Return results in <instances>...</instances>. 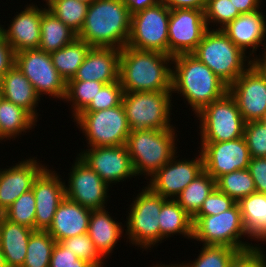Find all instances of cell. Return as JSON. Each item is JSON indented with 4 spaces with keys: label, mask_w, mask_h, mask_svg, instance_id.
<instances>
[{
    "label": "cell",
    "mask_w": 266,
    "mask_h": 267,
    "mask_svg": "<svg viewBox=\"0 0 266 267\" xmlns=\"http://www.w3.org/2000/svg\"><path fill=\"white\" fill-rule=\"evenodd\" d=\"M240 14L252 13L261 9L262 0H230Z\"/></svg>",
    "instance_id": "cell-51"
},
{
    "label": "cell",
    "mask_w": 266,
    "mask_h": 267,
    "mask_svg": "<svg viewBox=\"0 0 266 267\" xmlns=\"http://www.w3.org/2000/svg\"><path fill=\"white\" fill-rule=\"evenodd\" d=\"M37 120L25 109L4 99H0V142L18 137L22 132L32 130ZM34 126V127H33Z\"/></svg>",
    "instance_id": "cell-30"
},
{
    "label": "cell",
    "mask_w": 266,
    "mask_h": 267,
    "mask_svg": "<svg viewBox=\"0 0 266 267\" xmlns=\"http://www.w3.org/2000/svg\"><path fill=\"white\" fill-rule=\"evenodd\" d=\"M73 120L84 133L88 147L124 145L131 131L122 104L100 111H82Z\"/></svg>",
    "instance_id": "cell-10"
},
{
    "label": "cell",
    "mask_w": 266,
    "mask_h": 267,
    "mask_svg": "<svg viewBox=\"0 0 266 267\" xmlns=\"http://www.w3.org/2000/svg\"><path fill=\"white\" fill-rule=\"evenodd\" d=\"M88 148L77 156L108 185L136 177L126 144Z\"/></svg>",
    "instance_id": "cell-16"
},
{
    "label": "cell",
    "mask_w": 266,
    "mask_h": 267,
    "mask_svg": "<svg viewBox=\"0 0 266 267\" xmlns=\"http://www.w3.org/2000/svg\"><path fill=\"white\" fill-rule=\"evenodd\" d=\"M91 211L65 197L59 204L47 232L56 242L88 233Z\"/></svg>",
    "instance_id": "cell-24"
},
{
    "label": "cell",
    "mask_w": 266,
    "mask_h": 267,
    "mask_svg": "<svg viewBox=\"0 0 266 267\" xmlns=\"http://www.w3.org/2000/svg\"><path fill=\"white\" fill-rule=\"evenodd\" d=\"M192 54L228 86L251 66V58L221 29H207Z\"/></svg>",
    "instance_id": "cell-5"
},
{
    "label": "cell",
    "mask_w": 266,
    "mask_h": 267,
    "mask_svg": "<svg viewBox=\"0 0 266 267\" xmlns=\"http://www.w3.org/2000/svg\"><path fill=\"white\" fill-rule=\"evenodd\" d=\"M35 197L32 189L20 195L2 214L12 223L35 230Z\"/></svg>",
    "instance_id": "cell-39"
},
{
    "label": "cell",
    "mask_w": 266,
    "mask_h": 267,
    "mask_svg": "<svg viewBox=\"0 0 266 267\" xmlns=\"http://www.w3.org/2000/svg\"><path fill=\"white\" fill-rule=\"evenodd\" d=\"M176 131V128L130 131L126 147L136 176L146 175L145 178H151L178 153L175 147Z\"/></svg>",
    "instance_id": "cell-4"
},
{
    "label": "cell",
    "mask_w": 266,
    "mask_h": 267,
    "mask_svg": "<svg viewBox=\"0 0 266 267\" xmlns=\"http://www.w3.org/2000/svg\"><path fill=\"white\" fill-rule=\"evenodd\" d=\"M131 14L120 0H95L87 10L78 38L91 47L123 49L129 40Z\"/></svg>",
    "instance_id": "cell-3"
},
{
    "label": "cell",
    "mask_w": 266,
    "mask_h": 267,
    "mask_svg": "<svg viewBox=\"0 0 266 267\" xmlns=\"http://www.w3.org/2000/svg\"><path fill=\"white\" fill-rule=\"evenodd\" d=\"M45 6L41 9L37 4L26 5L24 10L12 17L8 28L1 25V33L15 53L39 48L42 12L47 8Z\"/></svg>",
    "instance_id": "cell-21"
},
{
    "label": "cell",
    "mask_w": 266,
    "mask_h": 267,
    "mask_svg": "<svg viewBox=\"0 0 266 267\" xmlns=\"http://www.w3.org/2000/svg\"><path fill=\"white\" fill-rule=\"evenodd\" d=\"M121 49L91 47L73 79L110 84L119 81Z\"/></svg>",
    "instance_id": "cell-22"
},
{
    "label": "cell",
    "mask_w": 266,
    "mask_h": 267,
    "mask_svg": "<svg viewBox=\"0 0 266 267\" xmlns=\"http://www.w3.org/2000/svg\"><path fill=\"white\" fill-rule=\"evenodd\" d=\"M78 1H80V2H83V3H86V4H88V5H90L93 1H95V0H78Z\"/></svg>",
    "instance_id": "cell-55"
},
{
    "label": "cell",
    "mask_w": 266,
    "mask_h": 267,
    "mask_svg": "<svg viewBox=\"0 0 266 267\" xmlns=\"http://www.w3.org/2000/svg\"><path fill=\"white\" fill-rule=\"evenodd\" d=\"M132 201L126 217V234L132 245L148 249L160 242L159 214L166 200L149 186L143 187Z\"/></svg>",
    "instance_id": "cell-8"
},
{
    "label": "cell",
    "mask_w": 266,
    "mask_h": 267,
    "mask_svg": "<svg viewBox=\"0 0 266 267\" xmlns=\"http://www.w3.org/2000/svg\"><path fill=\"white\" fill-rule=\"evenodd\" d=\"M199 155L191 160L176 159L174 156L160 168L149 180V186L155 193L166 199H175L199 174L204 171L203 158Z\"/></svg>",
    "instance_id": "cell-17"
},
{
    "label": "cell",
    "mask_w": 266,
    "mask_h": 267,
    "mask_svg": "<svg viewBox=\"0 0 266 267\" xmlns=\"http://www.w3.org/2000/svg\"><path fill=\"white\" fill-rule=\"evenodd\" d=\"M60 243L75 255L85 260L92 267H103L104 257L96 249L87 233L60 241Z\"/></svg>",
    "instance_id": "cell-40"
},
{
    "label": "cell",
    "mask_w": 266,
    "mask_h": 267,
    "mask_svg": "<svg viewBox=\"0 0 266 267\" xmlns=\"http://www.w3.org/2000/svg\"><path fill=\"white\" fill-rule=\"evenodd\" d=\"M152 267H180L178 264H171V265H165V264H162L161 265V263L160 264H158V265H156V266H152Z\"/></svg>",
    "instance_id": "cell-54"
},
{
    "label": "cell",
    "mask_w": 266,
    "mask_h": 267,
    "mask_svg": "<svg viewBox=\"0 0 266 267\" xmlns=\"http://www.w3.org/2000/svg\"><path fill=\"white\" fill-rule=\"evenodd\" d=\"M105 83L98 81L69 80L66 85L65 101L72 103L73 118L82 112L95 98Z\"/></svg>",
    "instance_id": "cell-37"
},
{
    "label": "cell",
    "mask_w": 266,
    "mask_h": 267,
    "mask_svg": "<svg viewBox=\"0 0 266 267\" xmlns=\"http://www.w3.org/2000/svg\"><path fill=\"white\" fill-rule=\"evenodd\" d=\"M261 121L266 125V113H265V115L262 117Z\"/></svg>",
    "instance_id": "cell-56"
},
{
    "label": "cell",
    "mask_w": 266,
    "mask_h": 267,
    "mask_svg": "<svg viewBox=\"0 0 266 267\" xmlns=\"http://www.w3.org/2000/svg\"><path fill=\"white\" fill-rule=\"evenodd\" d=\"M199 144L204 170L215 180L232 171L248 169L251 156L244 136L231 141Z\"/></svg>",
    "instance_id": "cell-15"
},
{
    "label": "cell",
    "mask_w": 266,
    "mask_h": 267,
    "mask_svg": "<svg viewBox=\"0 0 266 267\" xmlns=\"http://www.w3.org/2000/svg\"><path fill=\"white\" fill-rule=\"evenodd\" d=\"M75 159L64 185L66 198L91 210L105 208L109 185L79 156Z\"/></svg>",
    "instance_id": "cell-14"
},
{
    "label": "cell",
    "mask_w": 266,
    "mask_h": 267,
    "mask_svg": "<svg viewBox=\"0 0 266 267\" xmlns=\"http://www.w3.org/2000/svg\"><path fill=\"white\" fill-rule=\"evenodd\" d=\"M245 122L259 121L266 113V79L249 67L230 86Z\"/></svg>",
    "instance_id": "cell-18"
},
{
    "label": "cell",
    "mask_w": 266,
    "mask_h": 267,
    "mask_svg": "<svg viewBox=\"0 0 266 267\" xmlns=\"http://www.w3.org/2000/svg\"><path fill=\"white\" fill-rule=\"evenodd\" d=\"M123 95L120 81L105 84L83 111H100L121 105Z\"/></svg>",
    "instance_id": "cell-42"
},
{
    "label": "cell",
    "mask_w": 266,
    "mask_h": 267,
    "mask_svg": "<svg viewBox=\"0 0 266 267\" xmlns=\"http://www.w3.org/2000/svg\"><path fill=\"white\" fill-rule=\"evenodd\" d=\"M169 18L170 9L162 1L131 15V30L126 46L168 55Z\"/></svg>",
    "instance_id": "cell-11"
},
{
    "label": "cell",
    "mask_w": 266,
    "mask_h": 267,
    "mask_svg": "<svg viewBox=\"0 0 266 267\" xmlns=\"http://www.w3.org/2000/svg\"><path fill=\"white\" fill-rule=\"evenodd\" d=\"M15 65V52L0 33V79Z\"/></svg>",
    "instance_id": "cell-48"
},
{
    "label": "cell",
    "mask_w": 266,
    "mask_h": 267,
    "mask_svg": "<svg viewBox=\"0 0 266 267\" xmlns=\"http://www.w3.org/2000/svg\"><path fill=\"white\" fill-rule=\"evenodd\" d=\"M106 209L91 211L87 233L105 259L114 251L115 244L124 233L122 222H116Z\"/></svg>",
    "instance_id": "cell-26"
},
{
    "label": "cell",
    "mask_w": 266,
    "mask_h": 267,
    "mask_svg": "<svg viewBox=\"0 0 266 267\" xmlns=\"http://www.w3.org/2000/svg\"><path fill=\"white\" fill-rule=\"evenodd\" d=\"M243 136L251 158H266V125L261 120L247 122Z\"/></svg>",
    "instance_id": "cell-43"
},
{
    "label": "cell",
    "mask_w": 266,
    "mask_h": 267,
    "mask_svg": "<svg viewBox=\"0 0 266 267\" xmlns=\"http://www.w3.org/2000/svg\"><path fill=\"white\" fill-rule=\"evenodd\" d=\"M47 166L35 178L32 190L35 197V230L47 231L59 204L66 197L65 180Z\"/></svg>",
    "instance_id": "cell-19"
},
{
    "label": "cell",
    "mask_w": 266,
    "mask_h": 267,
    "mask_svg": "<svg viewBox=\"0 0 266 267\" xmlns=\"http://www.w3.org/2000/svg\"><path fill=\"white\" fill-rule=\"evenodd\" d=\"M49 267H92L65 248L60 242L53 247Z\"/></svg>",
    "instance_id": "cell-45"
},
{
    "label": "cell",
    "mask_w": 266,
    "mask_h": 267,
    "mask_svg": "<svg viewBox=\"0 0 266 267\" xmlns=\"http://www.w3.org/2000/svg\"><path fill=\"white\" fill-rule=\"evenodd\" d=\"M237 203L249 239L266 242V194L254 192Z\"/></svg>",
    "instance_id": "cell-28"
},
{
    "label": "cell",
    "mask_w": 266,
    "mask_h": 267,
    "mask_svg": "<svg viewBox=\"0 0 266 267\" xmlns=\"http://www.w3.org/2000/svg\"><path fill=\"white\" fill-rule=\"evenodd\" d=\"M128 8L131 15L144 10L148 7H152L159 3L161 0H120Z\"/></svg>",
    "instance_id": "cell-50"
},
{
    "label": "cell",
    "mask_w": 266,
    "mask_h": 267,
    "mask_svg": "<svg viewBox=\"0 0 266 267\" xmlns=\"http://www.w3.org/2000/svg\"><path fill=\"white\" fill-rule=\"evenodd\" d=\"M248 170L254 180L256 192L266 194V158H251Z\"/></svg>",
    "instance_id": "cell-47"
},
{
    "label": "cell",
    "mask_w": 266,
    "mask_h": 267,
    "mask_svg": "<svg viewBox=\"0 0 266 267\" xmlns=\"http://www.w3.org/2000/svg\"><path fill=\"white\" fill-rule=\"evenodd\" d=\"M159 227L160 243L176 234L193 239V219L175 199H166L162 203Z\"/></svg>",
    "instance_id": "cell-29"
},
{
    "label": "cell",
    "mask_w": 266,
    "mask_h": 267,
    "mask_svg": "<svg viewBox=\"0 0 266 267\" xmlns=\"http://www.w3.org/2000/svg\"><path fill=\"white\" fill-rule=\"evenodd\" d=\"M30 157L9 168H0V214H3L12 203L24 192L32 189L33 182L46 167Z\"/></svg>",
    "instance_id": "cell-20"
},
{
    "label": "cell",
    "mask_w": 266,
    "mask_h": 267,
    "mask_svg": "<svg viewBox=\"0 0 266 267\" xmlns=\"http://www.w3.org/2000/svg\"><path fill=\"white\" fill-rule=\"evenodd\" d=\"M33 229L12 223L3 215L0 217V249L8 267H22L27 244Z\"/></svg>",
    "instance_id": "cell-27"
},
{
    "label": "cell",
    "mask_w": 266,
    "mask_h": 267,
    "mask_svg": "<svg viewBox=\"0 0 266 267\" xmlns=\"http://www.w3.org/2000/svg\"><path fill=\"white\" fill-rule=\"evenodd\" d=\"M257 246L253 249L239 252L228 267H266V254Z\"/></svg>",
    "instance_id": "cell-46"
},
{
    "label": "cell",
    "mask_w": 266,
    "mask_h": 267,
    "mask_svg": "<svg viewBox=\"0 0 266 267\" xmlns=\"http://www.w3.org/2000/svg\"><path fill=\"white\" fill-rule=\"evenodd\" d=\"M240 15L239 11L234 8V5L230 0H207V4L204 10V17L206 26L208 29L219 26L217 29L224 28L228 23L232 22L236 17ZM209 25L211 27L209 28Z\"/></svg>",
    "instance_id": "cell-41"
},
{
    "label": "cell",
    "mask_w": 266,
    "mask_h": 267,
    "mask_svg": "<svg viewBox=\"0 0 266 267\" xmlns=\"http://www.w3.org/2000/svg\"><path fill=\"white\" fill-rule=\"evenodd\" d=\"M262 11L240 14L221 29L246 54L247 49L251 48L249 57H254L253 54L259 46H266L263 43L266 41V15Z\"/></svg>",
    "instance_id": "cell-23"
},
{
    "label": "cell",
    "mask_w": 266,
    "mask_h": 267,
    "mask_svg": "<svg viewBox=\"0 0 266 267\" xmlns=\"http://www.w3.org/2000/svg\"><path fill=\"white\" fill-rule=\"evenodd\" d=\"M56 241L47 232L34 230L27 244L25 262L22 267H49Z\"/></svg>",
    "instance_id": "cell-35"
},
{
    "label": "cell",
    "mask_w": 266,
    "mask_h": 267,
    "mask_svg": "<svg viewBox=\"0 0 266 267\" xmlns=\"http://www.w3.org/2000/svg\"><path fill=\"white\" fill-rule=\"evenodd\" d=\"M201 142H224L243 137L245 120L234 97L227 92L196 114Z\"/></svg>",
    "instance_id": "cell-9"
},
{
    "label": "cell",
    "mask_w": 266,
    "mask_h": 267,
    "mask_svg": "<svg viewBox=\"0 0 266 267\" xmlns=\"http://www.w3.org/2000/svg\"><path fill=\"white\" fill-rule=\"evenodd\" d=\"M47 9L77 35L82 29L89 5L78 0H44Z\"/></svg>",
    "instance_id": "cell-34"
},
{
    "label": "cell",
    "mask_w": 266,
    "mask_h": 267,
    "mask_svg": "<svg viewBox=\"0 0 266 267\" xmlns=\"http://www.w3.org/2000/svg\"><path fill=\"white\" fill-rule=\"evenodd\" d=\"M15 65L26 76L39 97L46 94L55 99H65V80L55 69L49 53L39 48L15 53Z\"/></svg>",
    "instance_id": "cell-12"
},
{
    "label": "cell",
    "mask_w": 266,
    "mask_h": 267,
    "mask_svg": "<svg viewBox=\"0 0 266 267\" xmlns=\"http://www.w3.org/2000/svg\"><path fill=\"white\" fill-rule=\"evenodd\" d=\"M40 34L39 49L49 54L77 38V34L47 8L42 12Z\"/></svg>",
    "instance_id": "cell-31"
},
{
    "label": "cell",
    "mask_w": 266,
    "mask_h": 267,
    "mask_svg": "<svg viewBox=\"0 0 266 267\" xmlns=\"http://www.w3.org/2000/svg\"><path fill=\"white\" fill-rule=\"evenodd\" d=\"M204 10L172 9L168 24V55L193 53L207 30Z\"/></svg>",
    "instance_id": "cell-13"
},
{
    "label": "cell",
    "mask_w": 266,
    "mask_h": 267,
    "mask_svg": "<svg viewBox=\"0 0 266 267\" xmlns=\"http://www.w3.org/2000/svg\"><path fill=\"white\" fill-rule=\"evenodd\" d=\"M172 56L125 46L119 60V81L127 93L171 91Z\"/></svg>",
    "instance_id": "cell-2"
},
{
    "label": "cell",
    "mask_w": 266,
    "mask_h": 267,
    "mask_svg": "<svg viewBox=\"0 0 266 267\" xmlns=\"http://www.w3.org/2000/svg\"><path fill=\"white\" fill-rule=\"evenodd\" d=\"M216 187L238 202L256 192L254 180L248 169L232 171L216 180Z\"/></svg>",
    "instance_id": "cell-36"
},
{
    "label": "cell",
    "mask_w": 266,
    "mask_h": 267,
    "mask_svg": "<svg viewBox=\"0 0 266 267\" xmlns=\"http://www.w3.org/2000/svg\"><path fill=\"white\" fill-rule=\"evenodd\" d=\"M215 188L216 180L204 170L181 191L175 200L193 217L200 210L204 200Z\"/></svg>",
    "instance_id": "cell-33"
},
{
    "label": "cell",
    "mask_w": 266,
    "mask_h": 267,
    "mask_svg": "<svg viewBox=\"0 0 266 267\" xmlns=\"http://www.w3.org/2000/svg\"><path fill=\"white\" fill-rule=\"evenodd\" d=\"M170 10L172 9H199L205 10L207 0H161Z\"/></svg>",
    "instance_id": "cell-49"
},
{
    "label": "cell",
    "mask_w": 266,
    "mask_h": 267,
    "mask_svg": "<svg viewBox=\"0 0 266 267\" xmlns=\"http://www.w3.org/2000/svg\"><path fill=\"white\" fill-rule=\"evenodd\" d=\"M172 64L175 70L172 69L171 93L181 94L195 114L229 90V86L192 53L173 56Z\"/></svg>",
    "instance_id": "cell-1"
},
{
    "label": "cell",
    "mask_w": 266,
    "mask_h": 267,
    "mask_svg": "<svg viewBox=\"0 0 266 267\" xmlns=\"http://www.w3.org/2000/svg\"><path fill=\"white\" fill-rule=\"evenodd\" d=\"M239 252L224 245H203L195 261L178 265L180 267H228Z\"/></svg>",
    "instance_id": "cell-38"
},
{
    "label": "cell",
    "mask_w": 266,
    "mask_h": 267,
    "mask_svg": "<svg viewBox=\"0 0 266 267\" xmlns=\"http://www.w3.org/2000/svg\"><path fill=\"white\" fill-rule=\"evenodd\" d=\"M266 46L264 47V53L262 58L252 57L251 67H253L263 78L266 79Z\"/></svg>",
    "instance_id": "cell-52"
},
{
    "label": "cell",
    "mask_w": 266,
    "mask_h": 267,
    "mask_svg": "<svg viewBox=\"0 0 266 267\" xmlns=\"http://www.w3.org/2000/svg\"><path fill=\"white\" fill-rule=\"evenodd\" d=\"M0 94L4 99L28 111L37 120L39 113L36 107L41 99L16 65L0 79Z\"/></svg>",
    "instance_id": "cell-25"
},
{
    "label": "cell",
    "mask_w": 266,
    "mask_h": 267,
    "mask_svg": "<svg viewBox=\"0 0 266 267\" xmlns=\"http://www.w3.org/2000/svg\"><path fill=\"white\" fill-rule=\"evenodd\" d=\"M0 267H8L1 249H0Z\"/></svg>",
    "instance_id": "cell-53"
},
{
    "label": "cell",
    "mask_w": 266,
    "mask_h": 267,
    "mask_svg": "<svg viewBox=\"0 0 266 267\" xmlns=\"http://www.w3.org/2000/svg\"><path fill=\"white\" fill-rule=\"evenodd\" d=\"M171 101V91L124 92L122 105L130 130L175 128L170 122Z\"/></svg>",
    "instance_id": "cell-6"
},
{
    "label": "cell",
    "mask_w": 266,
    "mask_h": 267,
    "mask_svg": "<svg viewBox=\"0 0 266 267\" xmlns=\"http://www.w3.org/2000/svg\"><path fill=\"white\" fill-rule=\"evenodd\" d=\"M193 239L203 245H224L240 252L257 247L241 241L245 231L238 203L217 215L193 216Z\"/></svg>",
    "instance_id": "cell-7"
},
{
    "label": "cell",
    "mask_w": 266,
    "mask_h": 267,
    "mask_svg": "<svg viewBox=\"0 0 266 267\" xmlns=\"http://www.w3.org/2000/svg\"><path fill=\"white\" fill-rule=\"evenodd\" d=\"M237 202L217 187L204 200L200 210L194 216L217 215L232 208Z\"/></svg>",
    "instance_id": "cell-44"
},
{
    "label": "cell",
    "mask_w": 266,
    "mask_h": 267,
    "mask_svg": "<svg viewBox=\"0 0 266 267\" xmlns=\"http://www.w3.org/2000/svg\"><path fill=\"white\" fill-rule=\"evenodd\" d=\"M90 49L89 44L77 37L61 49L50 53L55 69L66 83L74 78Z\"/></svg>",
    "instance_id": "cell-32"
}]
</instances>
